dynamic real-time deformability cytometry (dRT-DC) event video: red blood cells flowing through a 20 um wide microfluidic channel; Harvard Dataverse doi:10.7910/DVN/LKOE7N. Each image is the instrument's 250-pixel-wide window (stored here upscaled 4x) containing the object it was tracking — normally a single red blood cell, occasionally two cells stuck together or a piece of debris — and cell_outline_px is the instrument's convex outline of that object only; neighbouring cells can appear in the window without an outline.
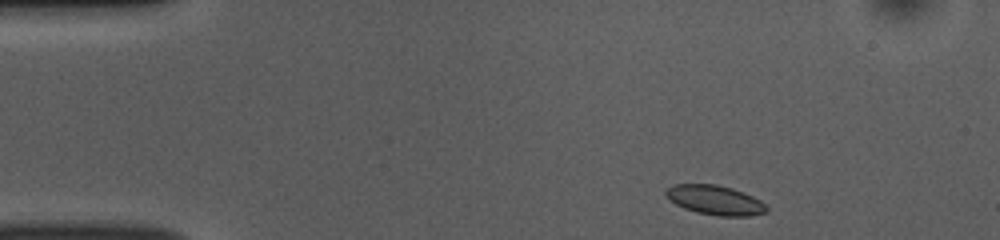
{"species": "common noctule bat (a hibernating species)", "species_latin": "Nyctalus noctula", "temperature_condition": "room temperature", "stored_images_in_passage": 45, "camera_frame_rate_fps": 3000, "um_per_image_px": 0.085, "animal": {"sex": "female", "body_mass_g": 10.0, "forearm_length_mm": 53.1}, "frame": {"image": 1, "passage_image": 1, "time_ms": 0.0, "image_size_px": [1000, 240], "cell_outline_px": [[768, 212], [748, 216], [720, 216], [696, 212], [684, 208], [676, 204], [664, 192], [672, 184], [716, 184], [732, 188], [752, 196], [760, 200], [768, 208]], "centroid_in_image_um": [60.8, 17.01], "position_along_channel_um": 24.2, "area_um2": 17.17}}
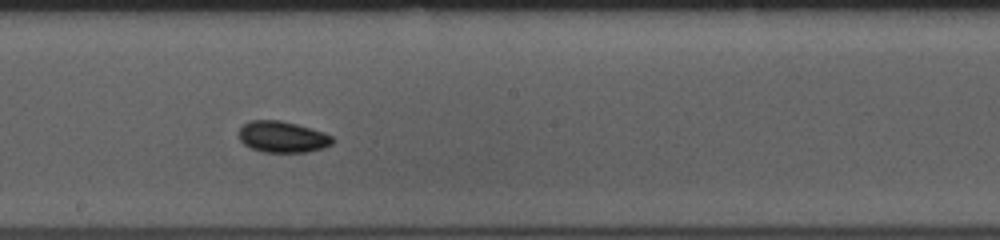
{"frame": {"image": 2, "passage_image": 22, "time_ms": 7.0, "image_size_px": [1000, 240], "cell_outline_px": [[336, 140], [332, 144], [324, 148], [308, 152], [264, 152], [252, 148], [244, 144], [240, 140], [240, 128], [248, 120], [280, 120], [312, 128], [324, 132], [332, 136]], "centroid_in_image_um": [24.05, 11.63], "position_along_channel_um": 224.1, "area_um2": 17.17}}
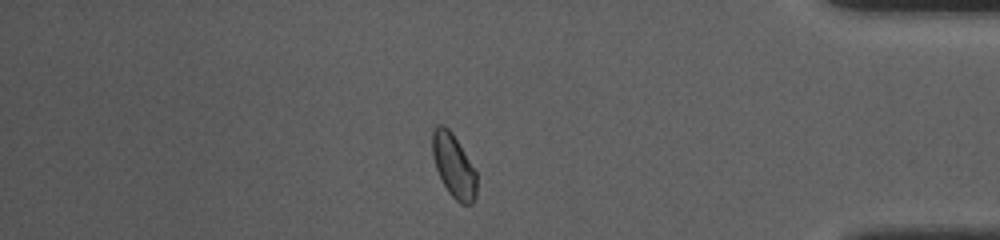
{"frame": {"image": 3, "passage_image": 38, "time_ms": 12.333, "image_size_px": [1000, 240], "cell_outline_px": [[476, 196], [472, 204], [460, 204], [448, 192], [436, 168], [432, 156], [432, 132], [436, 124], [444, 124], [452, 132], [476, 172]], "centroid_in_image_um": [38.54, 14.07], "position_along_channel_um": 396.7, "area_um2": 16.3}, "authors_computed_cell_mechanics": {"area_um2": 17.051, "velocity_mm_per_s": 3.8244, "shape_relaxation_time_tau1_ms": 1.4222, "shape_relaxation_time_tau2_ms": null, "deformation_change_tau1": 0.0451, "deformation_change_tau2": null}}